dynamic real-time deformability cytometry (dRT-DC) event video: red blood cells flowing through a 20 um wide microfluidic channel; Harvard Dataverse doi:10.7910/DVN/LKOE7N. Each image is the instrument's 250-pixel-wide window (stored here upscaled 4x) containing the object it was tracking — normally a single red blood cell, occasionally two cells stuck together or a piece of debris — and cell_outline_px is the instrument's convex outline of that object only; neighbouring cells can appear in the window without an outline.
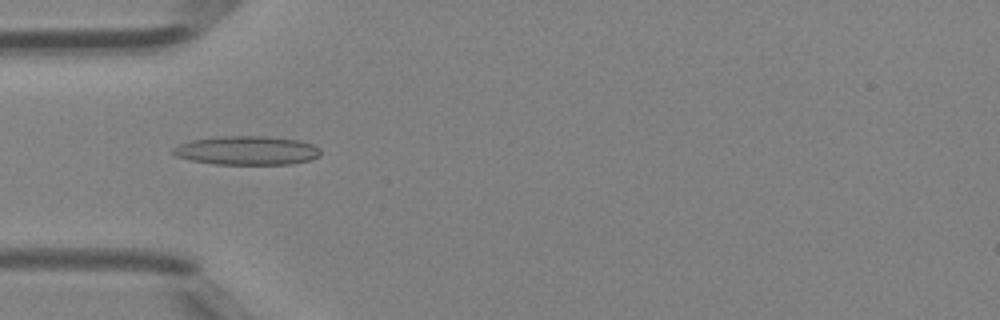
{"species": "Egyptian fruit bat (a non-hibernating species)", "species_latin": "Rousettus aegyptiacus", "temperature_condition": "room temperature", "stored_images_in_passage": 46, "camera_frame_rate_fps": 3000, "um_per_image_px": 0.085, "animal": {"sex": "female"}, "frame": {"image": 1, "passage_image": 14, "time_ms": 4.333, "image_size_px": [1000, 320], "cell_outline_px": [[320, 156], [312, 160], [288, 164], [216, 164], [192, 160], [176, 156], [172, 152], [172, 148], [176, 144], [192, 140], [220, 136], [264, 136], [300, 140], [312, 144], [320, 148]], "centroid_in_image_um": [20.99, 12.78], "position_along_channel_um": 64.0, "area_um2": 24.91}}
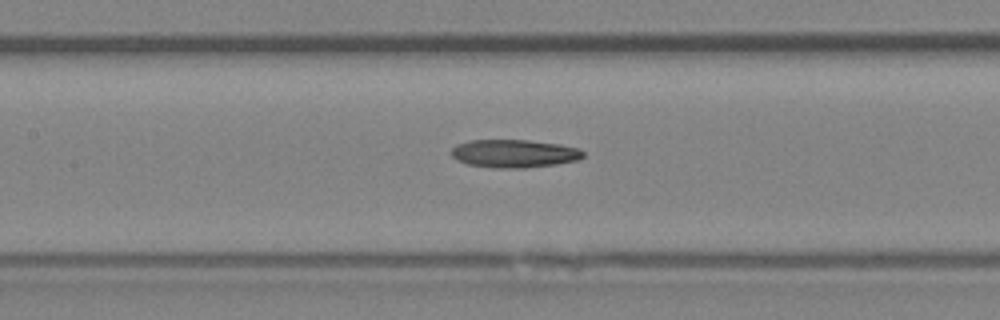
{"frame": {"image": 2, "passage_image": 21, "time_ms": 6.667, "image_size_px": [1000, 320], "cell_outline_px": [[584, 156], [576, 160], [556, 164], [524, 168], [496, 168], [468, 164], [456, 160], [452, 156], [452, 148], [456, 144], [472, 140], [528, 140], [560, 144], [580, 148], [584, 152]], "centroid_in_image_um": [43.71, 13.05], "position_along_channel_um": 163.7, "area_um2": 21.56}}
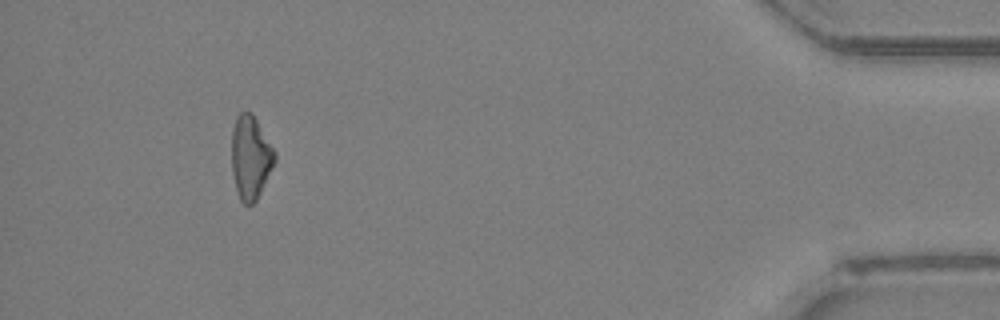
{"frame": {"image": 3, "passage_image": 43, "time_ms": 14.0, "image_size_px": [1000, 320], "cell_outline_px": [[276, 160], [256, 200], [252, 204], [244, 204], [240, 200], [236, 188], [232, 172], [232, 128], [236, 116], [240, 112], [252, 112], [276, 152]], "centroid_in_image_um": [21.29, 13.35], "position_along_channel_um": 413.9, "area_um2": 20.87}, "authors_computed_cell_mechanics": {"area_um2": 21.386, "velocity_mm_per_s": 4.3222, "shape_relaxation_time_tau1_ms": null, "shape_relaxation_time_tau2_ms": 6.9544, "deformation_change_tau1": null, "deformation_change_tau2": 0.1929}}